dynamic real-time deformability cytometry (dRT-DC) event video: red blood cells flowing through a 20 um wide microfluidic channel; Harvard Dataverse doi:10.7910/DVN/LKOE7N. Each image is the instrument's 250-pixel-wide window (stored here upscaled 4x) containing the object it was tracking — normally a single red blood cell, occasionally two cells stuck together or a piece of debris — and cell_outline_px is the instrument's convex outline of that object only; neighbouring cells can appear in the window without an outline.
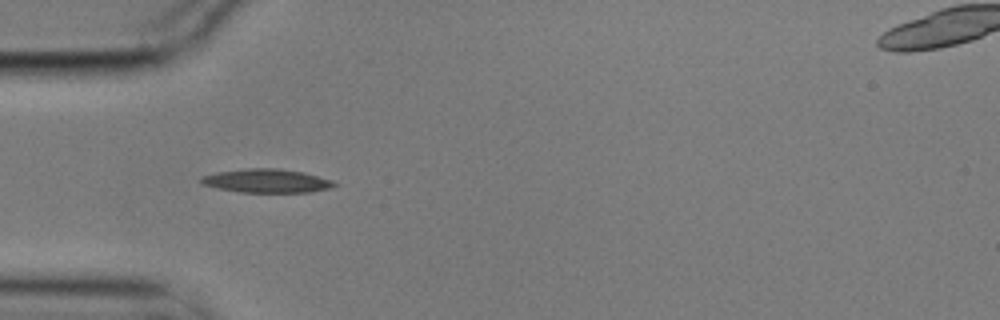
{"species": "common noctule bat (a hibernating species)", "species_latin": "Nyctalus noctula", "temperature_condition": "cold", "stored_images_in_passage": 2, "camera_frame_rate_fps": 3000, "um_per_image_px": 0.085, "animal": {"sex": "male", "body_mass_g": 17.9}, "frame": {"image": 1, "passage_image": 1, "time_ms": 0.0, "image_size_px": [1000, 320], "cell_outline_px": [[336, 184], [332, 188], [308, 192], [240, 192], [220, 188], [204, 184], [200, 180], [204, 176], [216, 172], [244, 168], [276, 168], [304, 172], [332, 180]], "centroid_in_image_um": [22.71, 15.36], "position_along_channel_um": 62.3, "area_um2": 18.15}}
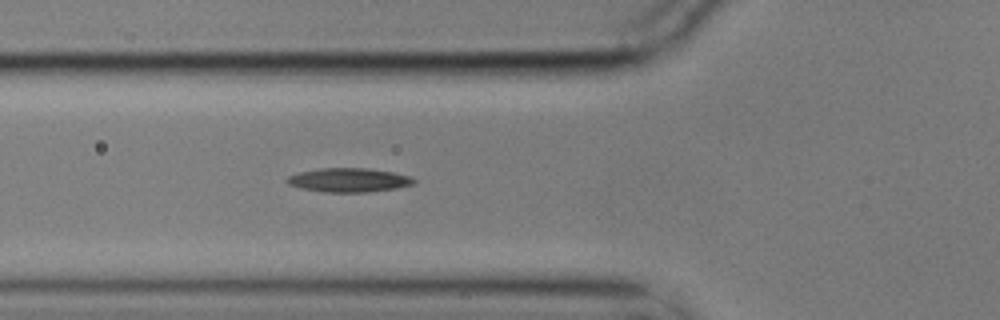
{"frame": {"image": 2, "passage_image": 2, "time_ms": 0.333, "image_size_px": [1000, 320], "cell_outline_px": [[416, 184], [396, 188], [368, 192], [324, 192], [300, 188], [288, 184], [284, 180], [288, 176], [300, 172], [320, 168], [368, 168], [392, 172], [408, 176], [416, 180]], "centroid_in_image_um": [29.63, 15.31], "position_along_channel_um": 96.2, "area_um2": 17.74}}